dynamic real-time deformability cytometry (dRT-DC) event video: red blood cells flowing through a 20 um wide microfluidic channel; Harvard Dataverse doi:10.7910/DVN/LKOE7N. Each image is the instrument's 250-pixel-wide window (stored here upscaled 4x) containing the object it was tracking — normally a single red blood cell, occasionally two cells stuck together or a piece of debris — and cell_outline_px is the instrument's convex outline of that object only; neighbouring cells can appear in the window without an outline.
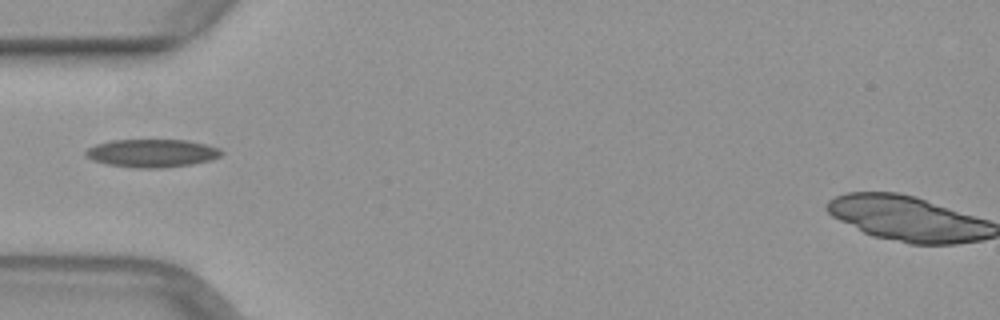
{"species": "common noctule bat (a hibernating species)", "species_latin": "Nyctalus noctula", "temperature_condition": "warm", "stored_images_in_passage": 35, "camera_frame_rate_fps": 3000, "um_per_image_px": 0.085, "animal": {"sex": "female", "body_mass_g": 29.2, "forearm_length_mm": 56.3}, "frame": {"image": 1, "passage_image": 1, "time_ms": 0.0, "image_size_px": [1000, 320], "cell_outline_px": [[224, 152], [220, 156], [212, 160], [192, 164], [164, 168], [136, 168], [108, 164], [92, 160], [84, 156], [84, 152], [88, 148], [96, 144], [112, 140], [188, 140], [220, 148]], "centroid_in_image_um": [12.92, 13.02], "position_along_channel_um": 72.1, "area_um2": 22.31}}
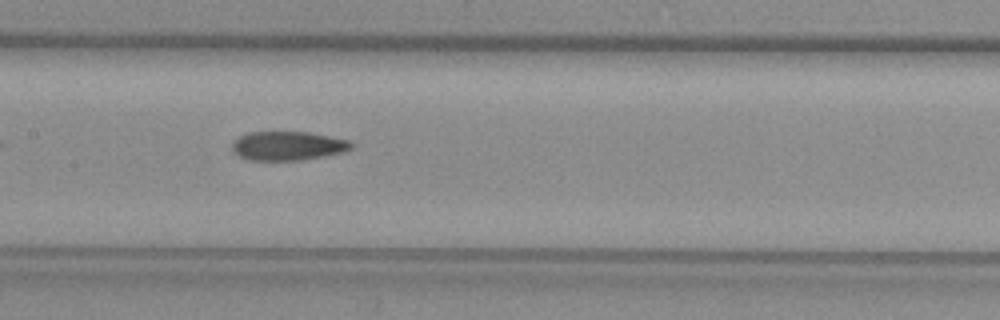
{"frame": {"image": 2, "passage_image": 9, "time_ms": 2.667, "image_size_px": [1000, 320], "cell_outline_px": [[356, 144], [352, 148], [344, 152], [324, 156], [300, 160], [248, 160], [236, 156], [232, 152], [232, 144], [240, 136], [248, 132], [308, 132], [348, 140]], "centroid_in_image_um": [24.46, 12.4], "position_along_channel_um": 182.9, "area_um2": 20.23}}
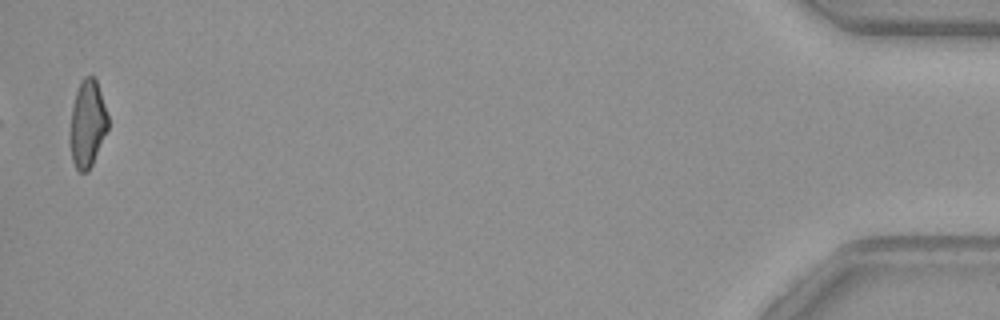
{"frame": {"image": 3, "passage_image": 34, "time_ms": 11.0, "image_size_px": [1000, 320], "cell_outline_px": [[108, 128], [92, 164], [88, 172], [80, 172], [76, 168], [72, 160], [72, 108], [76, 92], [84, 76], [92, 76], [96, 80], [108, 116]], "centroid_in_image_um": [7.46, 10.52], "position_along_channel_um": 427.7, "area_um2": 18.44}}